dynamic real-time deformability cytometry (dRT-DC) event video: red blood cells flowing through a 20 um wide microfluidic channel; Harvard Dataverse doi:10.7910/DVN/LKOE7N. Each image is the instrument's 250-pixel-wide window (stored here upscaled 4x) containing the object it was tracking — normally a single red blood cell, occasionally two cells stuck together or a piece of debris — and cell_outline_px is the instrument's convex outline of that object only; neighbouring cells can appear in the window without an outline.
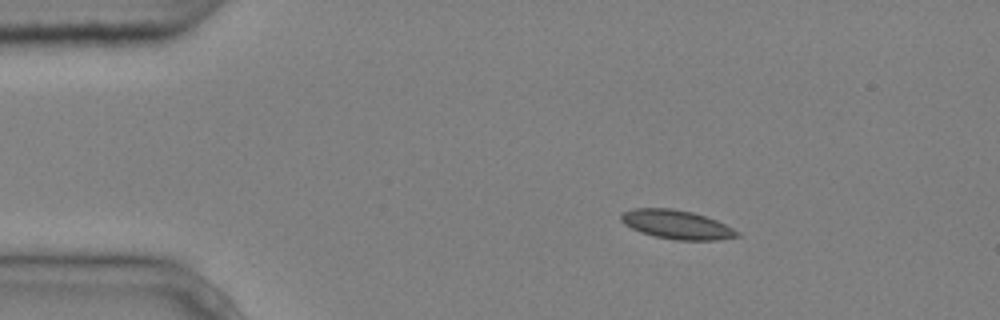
{"species": "common noctule bat (a hibernating species)", "species_latin": "Nyctalus noctula", "temperature_condition": "cold", "stored_images_in_passage": 3, "camera_frame_rate_fps": 3000, "um_per_image_px": 0.085, "animal": {"sex": "male", "body_mass_g": 20.4}, "frame": {"image": 1, "passage_image": 1, "time_ms": 0.0, "image_size_px": [1000, 320], "cell_outline_px": [[740, 236], [720, 240], [676, 240], [656, 236], [640, 232], [624, 224], [620, 220], [620, 216], [624, 212], [632, 208], [672, 208], [692, 212], [716, 220], [740, 232]], "centroid_in_image_um": [57.52, 19.09], "position_along_channel_um": 27.5, "area_um2": 19.48}}
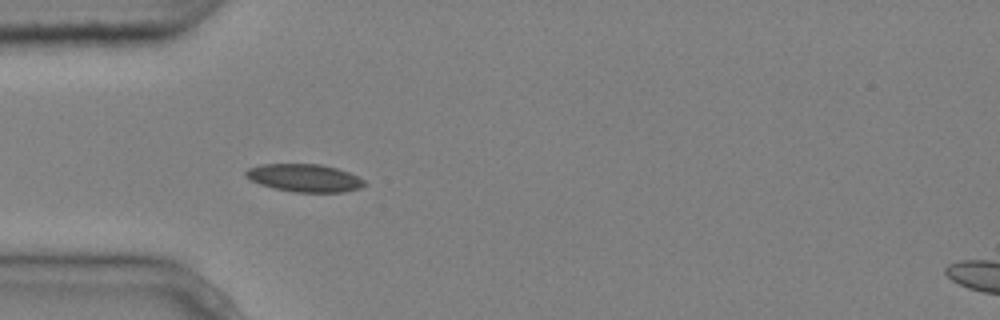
{"frame": {"image": 2, "passage_image": 3, "time_ms": 0.667, "image_size_px": [1000, 320], "cell_outline_px": [[368, 184], [360, 188], [344, 192], [292, 192], [272, 188], [260, 184], [244, 176], [244, 172], [248, 168], [260, 164], [320, 164], [336, 168], [348, 172], [364, 180]], "centroid_in_image_um": [25.86, 15.13], "position_along_channel_um": 59.1, "area_um2": 19.31}}